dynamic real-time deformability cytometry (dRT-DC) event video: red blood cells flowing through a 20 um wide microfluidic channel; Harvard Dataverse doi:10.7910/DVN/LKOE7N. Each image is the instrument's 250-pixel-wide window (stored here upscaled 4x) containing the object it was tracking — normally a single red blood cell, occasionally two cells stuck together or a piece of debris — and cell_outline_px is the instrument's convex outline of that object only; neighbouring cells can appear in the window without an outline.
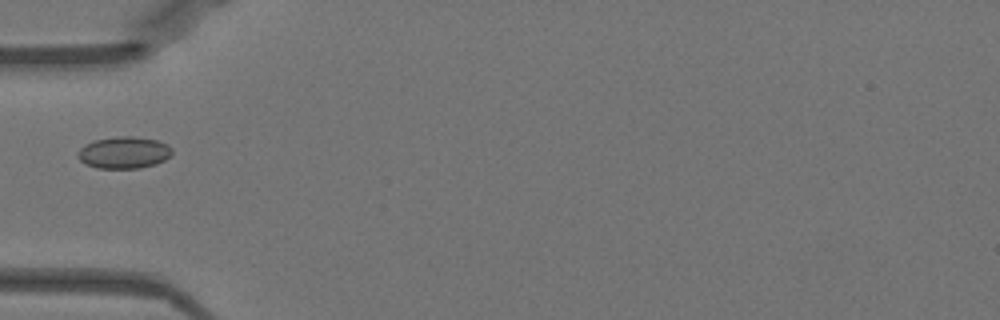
{"species": "Egyptian fruit bat (a non-hibernating species)", "species_latin": "Rousettus aegyptiacus", "temperature_condition": "warm", "stored_images_in_passage": 30, "camera_frame_rate_fps": 3000, "um_per_image_px": 0.085, "animal": {"sex": "female"}, "frame": {"image": 1, "passage_image": 1, "time_ms": 0.0, "image_size_px": [1000, 320], "cell_outline_px": [[172, 152], [164, 160], [156, 164], [140, 168], [96, 168], [80, 160], [76, 156], [80, 148], [84, 144], [92, 140], [116, 136], [132, 136], [156, 140], [168, 144], [172, 148]], "centroid_in_image_um": [10.51, 12.96], "position_along_channel_um": 74.5, "area_um2": 17.57}}
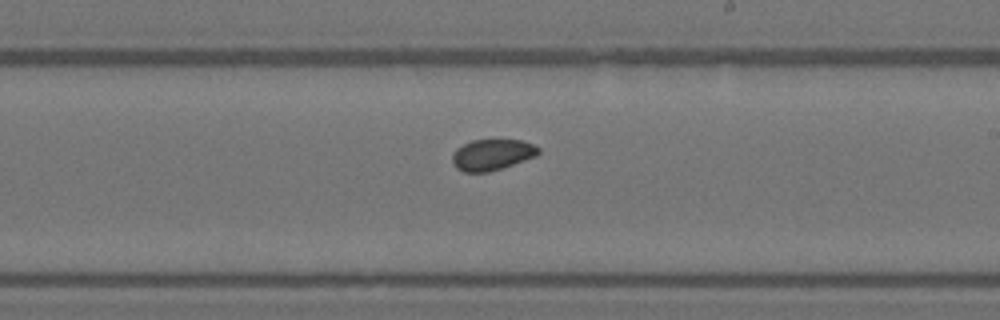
{"frame": {"image": 2, "passage_image": 14, "time_ms": 4.333, "image_size_px": [1000, 320], "cell_outline_px": [[540, 152], [536, 156], [488, 172], [464, 172], [456, 168], [452, 160], [452, 156], [456, 148], [472, 140], [524, 140], [540, 148]], "centroid_in_image_um": [41.82, 13.14], "position_along_channel_um": 247.2, "area_um2": 15.43}}
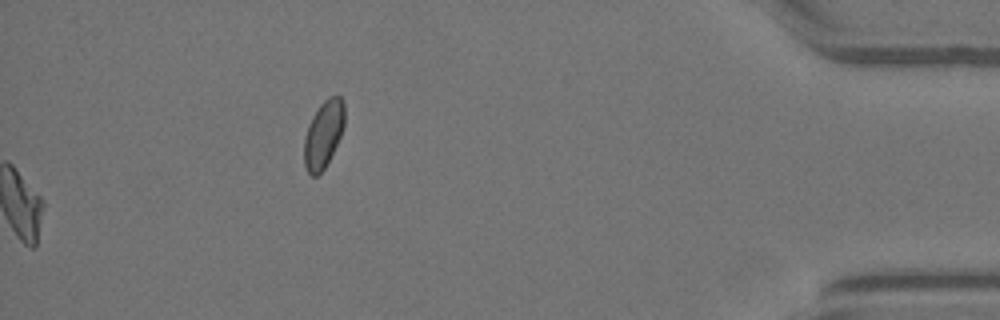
{"frame": {"image": 3, "passage_image": 30, "time_ms": 9.667, "image_size_px": [1000, 320], "cell_outline_px": [[344, 128], [324, 168], [316, 176], [312, 176], [308, 172], [304, 164], [304, 136], [308, 124], [312, 116], [320, 104], [328, 96], [340, 96], [344, 100]], "centroid_in_image_um": [27.48, 11.37], "position_along_channel_um": 407.7, "area_um2": 15.78}}